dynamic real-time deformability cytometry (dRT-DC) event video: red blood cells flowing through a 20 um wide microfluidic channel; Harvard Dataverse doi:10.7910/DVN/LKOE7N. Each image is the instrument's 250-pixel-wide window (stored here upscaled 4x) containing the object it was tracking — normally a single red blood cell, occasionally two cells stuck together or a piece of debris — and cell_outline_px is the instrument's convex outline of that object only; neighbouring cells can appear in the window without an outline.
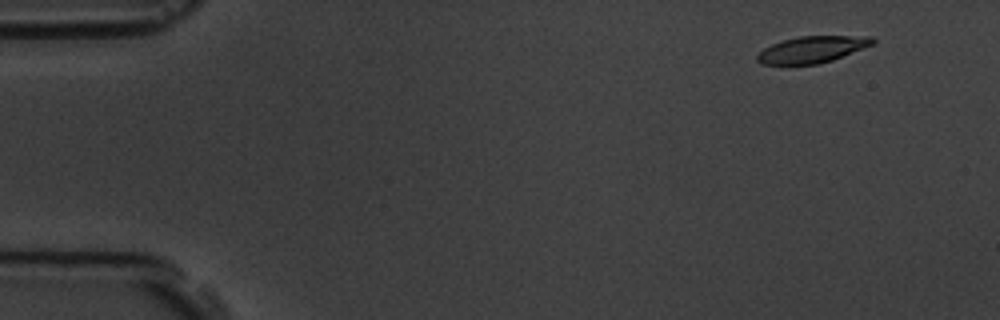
{"species": "common noctule bat (a hibernating species)", "species_latin": "Nyctalus noctula", "temperature_condition": "room temperature", "stored_images_in_passage": 8, "camera_frame_rate_fps": 3000, "um_per_image_px": 0.085, "animal": {"sex": "male", "body_mass_g": 19.5, "forearm_length_mm": 54.6}, "frame": {"image": 1, "passage_image": 2, "time_ms": 1.333, "image_size_px": [1000, 320], "cell_outline_px": [[876, 40], [872, 44], [832, 60], [816, 64], [760, 64], [756, 60], [756, 56], [764, 48], [772, 44], [784, 40], [800, 36], [872, 36]], "centroid_in_image_um": [69.01, 4.2], "position_along_channel_um": 16.0, "area_um2": 17.57}}
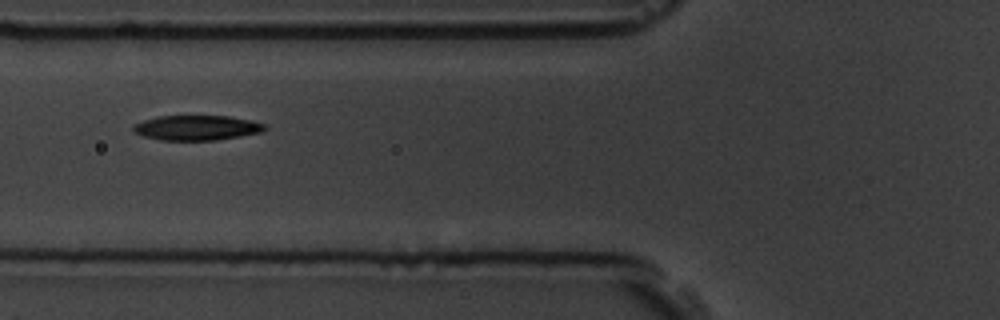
{"frame": {"image": 2, "passage_image": 7, "time_ms": 7.0, "image_size_px": [1000, 320], "cell_outline_px": [[268, 128], [264, 132], [216, 140], [160, 140], [144, 136], [132, 132], [132, 124], [156, 116], [228, 116], [252, 120], [264, 124]], "centroid_in_image_um": [16.72, 10.86], "position_along_channel_um": 109.1, "area_um2": 19.31}}
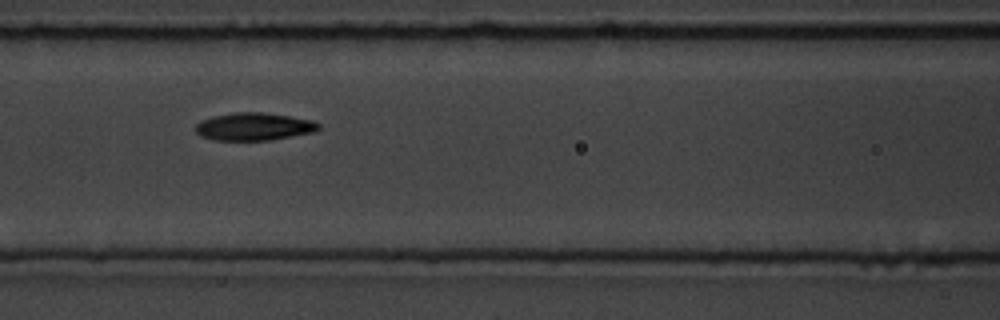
{"frame": {"image": 3, "passage_image": 8, "time_ms": 8.0, "image_size_px": [1000, 320], "cell_outline_px": [[320, 128], [316, 132], [272, 140], [216, 140], [200, 136], [192, 128], [200, 120], [212, 116], [232, 112], [260, 112], [292, 116], [312, 120], [320, 124]], "centroid_in_image_um": [21.57, 10.76], "position_along_channel_um": 145.0, "area_um2": 20.23}}